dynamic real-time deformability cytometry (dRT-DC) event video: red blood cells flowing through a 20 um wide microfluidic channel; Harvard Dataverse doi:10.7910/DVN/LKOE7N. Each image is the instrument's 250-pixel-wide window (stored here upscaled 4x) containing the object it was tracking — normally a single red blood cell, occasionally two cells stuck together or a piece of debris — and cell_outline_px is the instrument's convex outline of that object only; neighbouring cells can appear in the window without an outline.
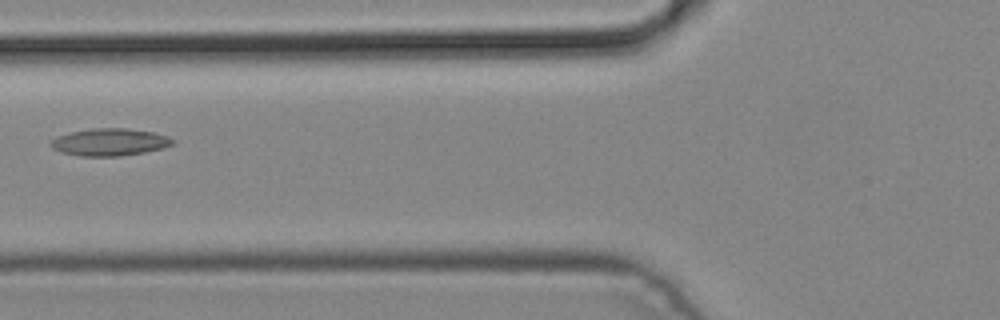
{"species": "common noctule bat (a hibernating species)", "species_latin": "Nyctalus noctula", "temperature_condition": "cold", "stored_images_in_passage": 5, "camera_frame_rate_fps": 3000, "um_per_image_px": 0.085, "animal": {"sex": "male", "body_mass_g": 19.2, "forearm_length_mm": 51.8}, "frame": {"image": 1, "passage_image": 5, "time_ms": 1.333, "image_size_px": [1000, 320], "cell_outline_px": [[176, 144], [164, 148], [144, 152], [120, 156], [80, 156], [60, 152], [52, 148], [48, 144], [56, 136], [72, 132], [92, 128], [128, 128], [152, 132], [168, 136], [176, 140]], "centroid_in_image_um": [9.35, 12.08], "position_along_channel_um": 116.5, "area_um2": 19.59}}